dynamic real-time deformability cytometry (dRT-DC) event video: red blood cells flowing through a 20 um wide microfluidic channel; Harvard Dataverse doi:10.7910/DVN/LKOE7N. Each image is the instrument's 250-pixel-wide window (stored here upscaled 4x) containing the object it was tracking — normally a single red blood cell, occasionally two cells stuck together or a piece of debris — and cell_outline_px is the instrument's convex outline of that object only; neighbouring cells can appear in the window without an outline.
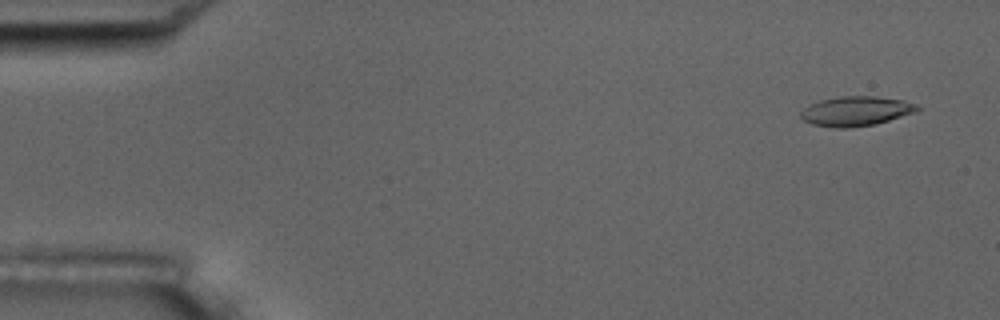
{"species": "common noctule bat (a hibernating species)", "species_latin": "Nyctalus noctula", "temperature_condition": "room temperature", "stored_images_in_passage": 6, "camera_frame_rate_fps": 3000, "um_per_image_px": 0.085, "animal": {"sex": "male", "body_mass_g": 17.5, "forearm_length_mm": 52.3}, "frame": {"image": 1, "passage_image": 1, "time_ms": 0.0, "image_size_px": [1000, 320], "cell_outline_px": [[920, 108], [916, 112], [876, 124], [848, 128], [836, 128], [812, 124], [804, 120], [800, 116], [800, 112], [808, 104], [820, 100], [840, 96], [876, 96], [904, 100], [916, 104]], "centroid_in_image_um": [72.75, 9.44], "position_along_channel_um": 12.3, "area_um2": 20.23}}
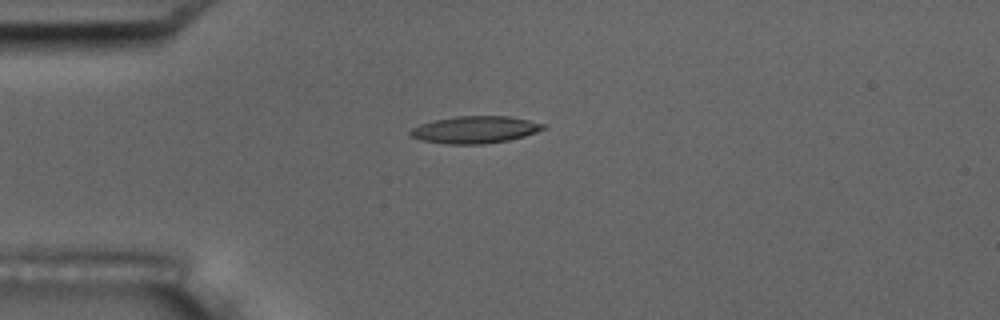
{"frame": {"image": 2, "passage_image": 4, "time_ms": 3.667, "image_size_px": [1000, 320], "cell_outline_px": [[548, 128], [524, 136], [508, 140], [484, 144], [444, 144], [420, 140], [408, 136], [408, 132], [412, 128], [420, 124], [436, 120], [456, 116], [508, 116], [528, 120], [544, 124]], "centroid_in_image_um": [40.34, 11.03], "position_along_channel_um": 44.7, "area_um2": 21.1}}